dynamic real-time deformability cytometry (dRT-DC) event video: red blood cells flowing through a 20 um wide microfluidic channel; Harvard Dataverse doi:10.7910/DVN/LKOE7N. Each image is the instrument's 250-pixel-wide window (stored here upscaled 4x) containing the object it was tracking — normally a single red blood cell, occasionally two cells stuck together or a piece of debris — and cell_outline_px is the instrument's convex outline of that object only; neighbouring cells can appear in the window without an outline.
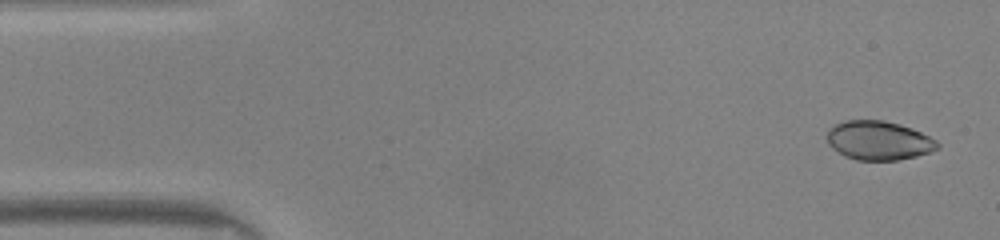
{"species": "common noctule bat (a hibernating species)", "species_latin": "Nyctalus noctula", "temperature_condition": "warm", "stored_images_in_passage": 48, "camera_frame_rate_fps": 3000, "um_per_image_px": 0.085, "animal": {"sex": "male", "body_mass_g": 20.0, "forearm_length_mm": 53.3}, "frame": {"image": 1, "passage_image": 2, "time_ms": 0.333, "image_size_px": [1000, 240], "cell_outline_px": [[940, 148], [932, 152], [916, 156], [896, 160], [856, 160], [844, 156], [832, 148], [828, 144], [828, 128], [844, 120], [884, 120], [900, 124], [912, 128], [936, 140], [940, 144]], "centroid_in_image_um": [74.7, 11.94], "position_along_channel_um": 10.3, "area_um2": 25.26}}
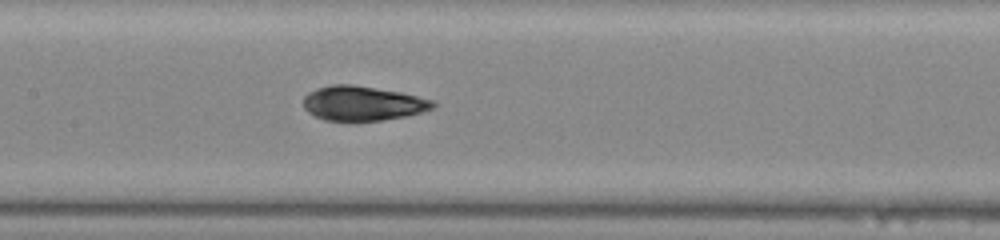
{"frame": {"image": 2, "passage_image": 22, "time_ms": 7.0, "image_size_px": [1000, 240], "cell_outline_px": [[436, 104], [432, 108], [420, 112], [404, 116], [380, 120], [324, 120], [308, 112], [304, 108], [304, 96], [308, 92], [316, 88], [332, 84], [352, 84], [400, 92], [432, 100]], "centroid_in_image_um": [30.78, 8.77], "position_along_channel_um": 176.6, "area_um2": 25.72}}
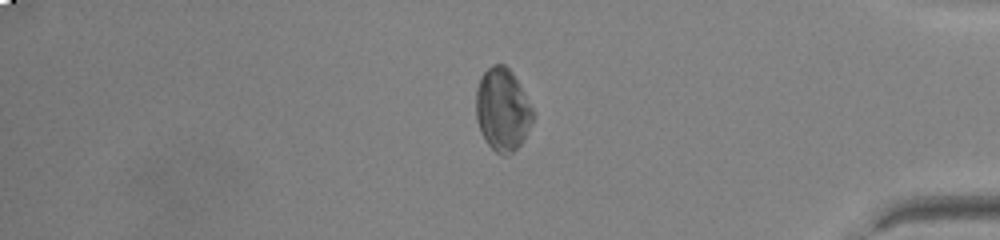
{"frame": {"image": 3, "passage_image": 40, "time_ms": 13.0, "image_size_px": [1000, 240], "cell_outline_px": [[536, 116], [524, 140], [508, 156], [500, 156], [488, 144], [480, 132], [476, 120], [476, 88], [480, 76], [492, 64], [504, 64], [512, 72], [536, 112]], "centroid_in_image_um": [42.73, 9.33], "position_along_channel_um": 392.5, "area_um2": 27.98}, "authors_computed_cell_mechanics": {"area_um2": 25.9522, "velocity_mm_per_s": 4.1591, "shape_relaxation_time_tau1_ms": 4.3638, "shape_relaxation_time_tau2_ms": 1.4803, "deformation_change_tau1": 0.1732, "deformation_change_tau2": 0.0701}}